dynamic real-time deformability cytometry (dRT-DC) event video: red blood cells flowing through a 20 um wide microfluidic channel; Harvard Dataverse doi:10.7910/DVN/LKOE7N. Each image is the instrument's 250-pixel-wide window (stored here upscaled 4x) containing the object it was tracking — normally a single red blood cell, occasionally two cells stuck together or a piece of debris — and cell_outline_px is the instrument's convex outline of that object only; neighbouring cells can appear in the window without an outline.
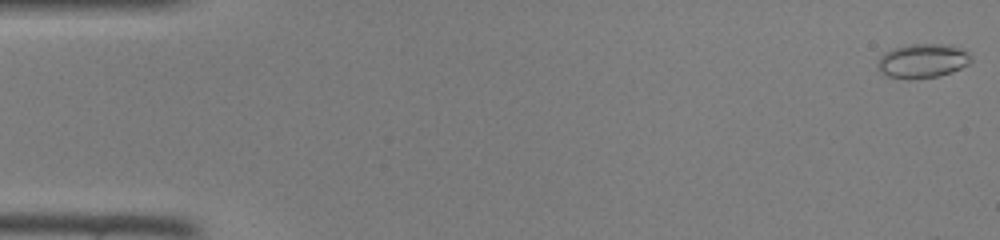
{"species": "common noctule bat (a hibernating species)", "species_latin": "Nyctalus noctula", "temperature_condition": "room temperature", "stored_images_in_passage": 10, "camera_frame_rate_fps": 3000, "um_per_image_px": 0.085, "animal": {"sex": "female", "body_mass_g": 22.0, "forearm_length_mm": 56.7}, "frame": {"image": 1, "passage_image": 1, "time_ms": 0.0, "image_size_px": [1000, 240], "cell_outline_px": [[972, 60], [968, 64], [952, 72], [936, 76], [908, 80], [888, 76], [880, 72], [876, 64], [880, 56], [884, 52], [892, 48], [908, 44], [944, 44], [968, 52]], "centroid_in_image_um": [78.35, 5.18], "position_along_channel_um": 6.6, "area_um2": 18.61}}